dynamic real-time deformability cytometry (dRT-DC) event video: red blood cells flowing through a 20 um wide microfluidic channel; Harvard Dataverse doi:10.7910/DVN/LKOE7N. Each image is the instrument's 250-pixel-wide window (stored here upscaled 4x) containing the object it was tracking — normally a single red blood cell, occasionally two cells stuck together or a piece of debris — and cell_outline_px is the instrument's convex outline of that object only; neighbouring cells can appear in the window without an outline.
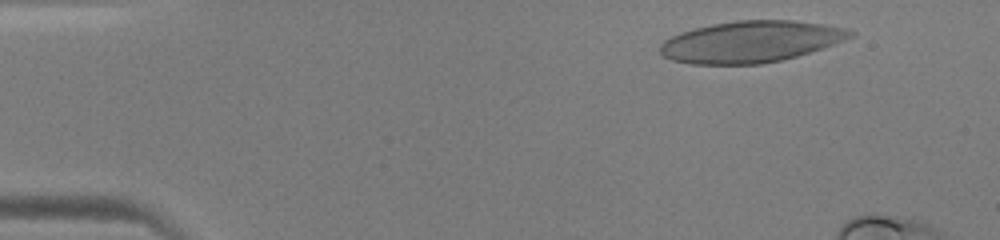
{"species": "human", "species_latin": "Homo sapiens", "temperature_condition": "warm", "stored_images_in_passage": 12, "camera_frame_rate_fps": 3000, "um_per_image_px": 0.085, "donor": {"sex": "male"}, "frame": {"image": 1, "passage_image": 4, "time_ms": 1.0, "image_size_px": [1000, 240], "cell_outline_px": [[856, 36], [796, 56], [780, 60], [760, 64], [692, 64], [672, 60], [664, 56], [660, 52], [660, 44], [664, 40], [680, 32], [712, 24], [736, 20], [792, 20], [848, 28], [856, 32]], "centroid_in_image_um": [63.81, 3.54], "position_along_channel_um": 21.2, "area_um2": 45.72}}